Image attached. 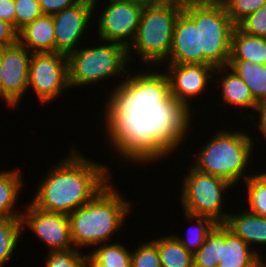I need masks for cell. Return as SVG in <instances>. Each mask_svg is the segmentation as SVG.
Returning a JSON list of instances; mask_svg holds the SVG:
<instances>
[{"mask_svg": "<svg viewBox=\"0 0 266 267\" xmlns=\"http://www.w3.org/2000/svg\"><path fill=\"white\" fill-rule=\"evenodd\" d=\"M166 66L165 71L151 70L146 101L134 124L130 128L105 127L111 153L114 150L120 161L142 166L171 157L190 132L194 116L190 100L204 93L216 68L194 63Z\"/></svg>", "mask_w": 266, "mask_h": 267, "instance_id": "cell-1", "label": "cell"}, {"mask_svg": "<svg viewBox=\"0 0 266 267\" xmlns=\"http://www.w3.org/2000/svg\"><path fill=\"white\" fill-rule=\"evenodd\" d=\"M99 42L100 45L77 48L67 55L69 86L95 85L108 78H118L121 73L124 76L127 74L124 80L114 85L111 95L106 98L103 127L130 128L140 116L146 101V79L143 73H131L128 66L133 59H129L126 46L102 40Z\"/></svg>", "mask_w": 266, "mask_h": 267, "instance_id": "cell-2", "label": "cell"}, {"mask_svg": "<svg viewBox=\"0 0 266 267\" xmlns=\"http://www.w3.org/2000/svg\"><path fill=\"white\" fill-rule=\"evenodd\" d=\"M38 184L30 202L46 212L69 215L87 204L111 180L109 167L71 149Z\"/></svg>", "mask_w": 266, "mask_h": 267, "instance_id": "cell-3", "label": "cell"}, {"mask_svg": "<svg viewBox=\"0 0 266 267\" xmlns=\"http://www.w3.org/2000/svg\"><path fill=\"white\" fill-rule=\"evenodd\" d=\"M131 204L109 182L87 204L68 215L74 247L81 249L110 243L132 212Z\"/></svg>", "mask_w": 266, "mask_h": 267, "instance_id": "cell-4", "label": "cell"}, {"mask_svg": "<svg viewBox=\"0 0 266 267\" xmlns=\"http://www.w3.org/2000/svg\"><path fill=\"white\" fill-rule=\"evenodd\" d=\"M254 142L242 130H219L207 141L195 157L193 168L199 172L221 177L231 185L250 177L245 171L253 156ZM251 156V157H250Z\"/></svg>", "mask_w": 266, "mask_h": 267, "instance_id": "cell-5", "label": "cell"}, {"mask_svg": "<svg viewBox=\"0 0 266 267\" xmlns=\"http://www.w3.org/2000/svg\"><path fill=\"white\" fill-rule=\"evenodd\" d=\"M183 10L172 5H149L143 8L136 35L128 47L129 59L131 53L141 59L142 64L150 65L143 72L147 80L151 75V67H160L167 60L170 50L174 27L179 14Z\"/></svg>", "mask_w": 266, "mask_h": 267, "instance_id": "cell-6", "label": "cell"}, {"mask_svg": "<svg viewBox=\"0 0 266 267\" xmlns=\"http://www.w3.org/2000/svg\"><path fill=\"white\" fill-rule=\"evenodd\" d=\"M183 11L201 29L203 64L215 68L228 66L231 36L236 25L232 22L222 2L198 0Z\"/></svg>", "mask_w": 266, "mask_h": 267, "instance_id": "cell-7", "label": "cell"}, {"mask_svg": "<svg viewBox=\"0 0 266 267\" xmlns=\"http://www.w3.org/2000/svg\"><path fill=\"white\" fill-rule=\"evenodd\" d=\"M188 171L182 178L180 204L183 212L209 217L218 224H224L229 214L222 211L223 193L233 185L221 177L199 172L193 167H189Z\"/></svg>", "mask_w": 266, "mask_h": 267, "instance_id": "cell-8", "label": "cell"}, {"mask_svg": "<svg viewBox=\"0 0 266 267\" xmlns=\"http://www.w3.org/2000/svg\"><path fill=\"white\" fill-rule=\"evenodd\" d=\"M47 104L69 90L67 55L59 52L32 53L28 71V90ZM59 96V97H58Z\"/></svg>", "mask_w": 266, "mask_h": 267, "instance_id": "cell-9", "label": "cell"}, {"mask_svg": "<svg viewBox=\"0 0 266 267\" xmlns=\"http://www.w3.org/2000/svg\"><path fill=\"white\" fill-rule=\"evenodd\" d=\"M98 21V39L126 46L132 43L138 29L142 6L126 0H108Z\"/></svg>", "mask_w": 266, "mask_h": 267, "instance_id": "cell-10", "label": "cell"}, {"mask_svg": "<svg viewBox=\"0 0 266 267\" xmlns=\"http://www.w3.org/2000/svg\"><path fill=\"white\" fill-rule=\"evenodd\" d=\"M26 209V210H25ZM21 216L22 229L27 227L48 246V251L75 248L71 238L69 216L64 213L46 212L26 204ZM73 246V247H72Z\"/></svg>", "mask_w": 266, "mask_h": 267, "instance_id": "cell-11", "label": "cell"}, {"mask_svg": "<svg viewBox=\"0 0 266 267\" xmlns=\"http://www.w3.org/2000/svg\"><path fill=\"white\" fill-rule=\"evenodd\" d=\"M97 2L99 1L80 0L77 4L52 15L55 28V52L68 55L77 49L80 39L85 36V31L89 28Z\"/></svg>", "mask_w": 266, "mask_h": 267, "instance_id": "cell-12", "label": "cell"}, {"mask_svg": "<svg viewBox=\"0 0 266 267\" xmlns=\"http://www.w3.org/2000/svg\"><path fill=\"white\" fill-rule=\"evenodd\" d=\"M32 53L19 42L1 47L2 99L10 108L19 106L28 91V71Z\"/></svg>", "mask_w": 266, "mask_h": 267, "instance_id": "cell-13", "label": "cell"}, {"mask_svg": "<svg viewBox=\"0 0 266 267\" xmlns=\"http://www.w3.org/2000/svg\"><path fill=\"white\" fill-rule=\"evenodd\" d=\"M190 63L203 64L201 29L182 11L175 23L169 56L163 65Z\"/></svg>", "mask_w": 266, "mask_h": 267, "instance_id": "cell-14", "label": "cell"}, {"mask_svg": "<svg viewBox=\"0 0 266 267\" xmlns=\"http://www.w3.org/2000/svg\"><path fill=\"white\" fill-rule=\"evenodd\" d=\"M240 237L220 224V258L218 267H256L264 256L251 249Z\"/></svg>", "mask_w": 266, "mask_h": 267, "instance_id": "cell-15", "label": "cell"}, {"mask_svg": "<svg viewBox=\"0 0 266 267\" xmlns=\"http://www.w3.org/2000/svg\"><path fill=\"white\" fill-rule=\"evenodd\" d=\"M18 42L31 53L55 52L52 15L42 14L18 31Z\"/></svg>", "mask_w": 266, "mask_h": 267, "instance_id": "cell-16", "label": "cell"}, {"mask_svg": "<svg viewBox=\"0 0 266 267\" xmlns=\"http://www.w3.org/2000/svg\"><path fill=\"white\" fill-rule=\"evenodd\" d=\"M214 73H219L222 76L219 80H215L217 82V85L221 84V87L219 89H221L220 96L224 103V107L235 105V107H240V109H256V106L258 104L253 99L249 87L234 70H232L229 66H223L217 67ZM221 73H224V75H222Z\"/></svg>", "mask_w": 266, "mask_h": 267, "instance_id": "cell-17", "label": "cell"}, {"mask_svg": "<svg viewBox=\"0 0 266 267\" xmlns=\"http://www.w3.org/2000/svg\"><path fill=\"white\" fill-rule=\"evenodd\" d=\"M245 210L237 214L228 213L229 215L223 225L250 247L254 243L261 246L266 245V217ZM264 259H266V256H264Z\"/></svg>", "mask_w": 266, "mask_h": 267, "instance_id": "cell-18", "label": "cell"}, {"mask_svg": "<svg viewBox=\"0 0 266 267\" xmlns=\"http://www.w3.org/2000/svg\"><path fill=\"white\" fill-rule=\"evenodd\" d=\"M229 60H245L266 65V38L248 35L236 26L231 36Z\"/></svg>", "mask_w": 266, "mask_h": 267, "instance_id": "cell-19", "label": "cell"}, {"mask_svg": "<svg viewBox=\"0 0 266 267\" xmlns=\"http://www.w3.org/2000/svg\"><path fill=\"white\" fill-rule=\"evenodd\" d=\"M22 178L20 168L0 171V216L21 218L23 211H17L15 206L23 191Z\"/></svg>", "mask_w": 266, "mask_h": 267, "instance_id": "cell-20", "label": "cell"}, {"mask_svg": "<svg viewBox=\"0 0 266 267\" xmlns=\"http://www.w3.org/2000/svg\"><path fill=\"white\" fill-rule=\"evenodd\" d=\"M228 66L249 87L257 104L266 102V65L254 64L245 60H229Z\"/></svg>", "mask_w": 266, "mask_h": 267, "instance_id": "cell-21", "label": "cell"}, {"mask_svg": "<svg viewBox=\"0 0 266 267\" xmlns=\"http://www.w3.org/2000/svg\"><path fill=\"white\" fill-rule=\"evenodd\" d=\"M153 241L157 245L162 267H194L193 254L173 234Z\"/></svg>", "mask_w": 266, "mask_h": 267, "instance_id": "cell-22", "label": "cell"}, {"mask_svg": "<svg viewBox=\"0 0 266 267\" xmlns=\"http://www.w3.org/2000/svg\"><path fill=\"white\" fill-rule=\"evenodd\" d=\"M22 231L21 218L0 216V267L10 261Z\"/></svg>", "mask_w": 266, "mask_h": 267, "instance_id": "cell-23", "label": "cell"}, {"mask_svg": "<svg viewBox=\"0 0 266 267\" xmlns=\"http://www.w3.org/2000/svg\"><path fill=\"white\" fill-rule=\"evenodd\" d=\"M183 214H185L186 218L191 222L195 220L194 222H196V225L194 227L193 223V228L191 227L193 231L187 230L191 231V233L189 232L190 234L188 233V236L186 235L187 238L185 239L182 236H178L175 234L173 235L181 242V244L187 249V251L194 255L202 247L206 238L218 225V223H216L213 219L209 217L192 215L186 212H184Z\"/></svg>", "mask_w": 266, "mask_h": 267, "instance_id": "cell-24", "label": "cell"}, {"mask_svg": "<svg viewBox=\"0 0 266 267\" xmlns=\"http://www.w3.org/2000/svg\"><path fill=\"white\" fill-rule=\"evenodd\" d=\"M249 212L266 217V172L252 174L245 180Z\"/></svg>", "mask_w": 266, "mask_h": 267, "instance_id": "cell-25", "label": "cell"}, {"mask_svg": "<svg viewBox=\"0 0 266 267\" xmlns=\"http://www.w3.org/2000/svg\"><path fill=\"white\" fill-rule=\"evenodd\" d=\"M122 243H104L91 251L103 267H131V251Z\"/></svg>", "mask_w": 266, "mask_h": 267, "instance_id": "cell-26", "label": "cell"}, {"mask_svg": "<svg viewBox=\"0 0 266 267\" xmlns=\"http://www.w3.org/2000/svg\"><path fill=\"white\" fill-rule=\"evenodd\" d=\"M220 258V224L208 235L202 247L193 255L194 267H218Z\"/></svg>", "mask_w": 266, "mask_h": 267, "instance_id": "cell-27", "label": "cell"}, {"mask_svg": "<svg viewBox=\"0 0 266 267\" xmlns=\"http://www.w3.org/2000/svg\"><path fill=\"white\" fill-rule=\"evenodd\" d=\"M136 248L131 252V267H162L158 248L153 240L138 243Z\"/></svg>", "mask_w": 266, "mask_h": 267, "instance_id": "cell-28", "label": "cell"}, {"mask_svg": "<svg viewBox=\"0 0 266 267\" xmlns=\"http://www.w3.org/2000/svg\"><path fill=\"white\" fill-rule=\"evenodd\" d=\"M79 249L47 251L45 267H85V255Z\"/></svg>", "mask_w": 266, "mask_h": 267, "instance_id": "cell-29", "label": "cell"}, {"mask_svg": "<svg viewBox=\"0 0 266 267\" xmlns=\"http://www.w3.org/2000/svg\"><path fill=\"white\" fill-rule=\"evenodd\" d=\"M221 2L235 25L266 4V0H222Z\"/></svg>", "mask_w": 266, "mask_h": 267, "instance_id": "cell-30", "label": "cell"}, {"mask_svg": "<svg viewBox=\"0 0 266 267\" xmlns=\"http://www.w3.org/2000/svg\"><path fill=\"white\" fill-rule=\"evenodd\" d=\"M243 33L266 38V4L236 25Z\"/></svg>", "mask_w": 266, "mask_h": 267, "instance_id": "cell-31", "label": "cell"}, {"mask_svg": "<svg viewBox=\"0 0 266 267\" xmlns=\"http://www.w3.org/2000/svg\"><path fill=\"white\" fill-rule=\"evenodd\" d=\"M16 7V30L33 22L42 15L38 0H14Z\"/></svg>", "mask_w": 266, "mask_h": 267, "instance_id": "cell-32", "label": "cell"}, {"mask_svg": "<svg viewBox=\"0 0 266 267\" xmlns=\"http://www.w3.org/2000/svg\"><path fill=\"white\" fill-rule=\"evenodd\" d=\"M42 14L53 15L77 4L80 0H38Z\"/></svg>", "mask_w": 266, "mask_h": 267, "instance_id": "cell-33", "label": "cell"}, {"mask_svg": "<svg viewBox=\"0 0 266 267\" xmlns=\"http://www.w3.org/2000/svg\"><path fill=\"white\" fill-rule=\"evenodd\" d=\"M18 42V31L12 24L0 19V47L12 46Z\"/></svg>", "mask_w": 266, "mask_h": 267, "instance_id": "cell-34", "label": "cell"}, {"mask_svg": "<svg viewBox=\"0 0 266 267\" xmlns=\"http://www.w3.org/2000/svg\"><path fill=\"white\" fill-rule=\"evenodd\" d=\"M0 19L9 22L16 29V7L14 0H0Z\"/></svg>", "mask_w": 266, "mask_h": 267, "instance_id": "cell-35", "label": "cell"}, {"mask_svg": "<svg viewBox=\"0 0 266 267\" xmlns=\"http://www.w3.org/2000/svg\"><path fill=\"white\" fill-rule=\"evenodd\" d=\"M257 112V114L259 115L257 117H254L255 116V113L254 114H248L247 116H249V118L251 119V121L254 119H257L258 118V124L255 123V126H257L258 130H260L261 134H263L265 140H266V102H263V103H259L257 106H256V109L254 110Z\"/></svg>", "mask_w": 266, "mask_h": 267, "instance_id": "cell-36", "label": "cell"}, {"mask_svg": "<svg viewBox=\"0 0 266 267\" xmlns=\"http://www.w3.org/2000/svg\"><path fill=\"white\" fill-rule=\"evenodd\" d=\"M195 0H154L155 4L160 5H172L181 8L182 10L186 8L189 4L194 2Z\"/></svg>", "mask_w": 266, "mask_h": 267, "instance_id": "cell-37", "label": "cell"}, {"mask_svg": "<svg viewBox=\"0 0 266 267\" xmlns=\"http://www.w3.org/2000/svg\"><path fill=\"white\" fill-rule=\"evenodd\" d=\"M85 267H103V263L90 252L85 255Z\"/></svg>", "mask_w": 266, "mask_h": 267, "instance_id": "cell-38", "label": "cell"}, {"mask_svg": "<svg viewBox=\"0 0 266 267\" xmlns=\"http://www.w3.org/2000/svg\"><path fill=\"white\" fill-rule=\"evenodd\" d=\"M135 4H138L142 7H146L149 5H154V0H126Z\"/></svg>", "mask_w": 266, "mask_h": 267, "instance_id": "cell-39", "label": "cell"}, {"mask_svg": "<svg viewBox=\"0 0 266 267\" xmlns=\"http://www.w3.org/2000/svg\"><path fill=\"white\" fill-rule=\"evenodd\" d=\"M0 97L2 99V62H1V47H0Z\"/></svg>", "mask_w": 266, "mask_h": 267, "instance_id": "cell-40", "label": "cell"}, {"mask_svg": "<svg viewBox=\"0 0 266 267\" xmlns=\"http://www.w3.org/2000/svg\"><path fill=\"white\" fill-rule=\"evenodd\" d=\"M256 267H266V260H262Z\"/></svg>", "mask_w": 266, "mask_h": 267, "instance_id": "cell-41", "label": "cell"}]
</instances>
